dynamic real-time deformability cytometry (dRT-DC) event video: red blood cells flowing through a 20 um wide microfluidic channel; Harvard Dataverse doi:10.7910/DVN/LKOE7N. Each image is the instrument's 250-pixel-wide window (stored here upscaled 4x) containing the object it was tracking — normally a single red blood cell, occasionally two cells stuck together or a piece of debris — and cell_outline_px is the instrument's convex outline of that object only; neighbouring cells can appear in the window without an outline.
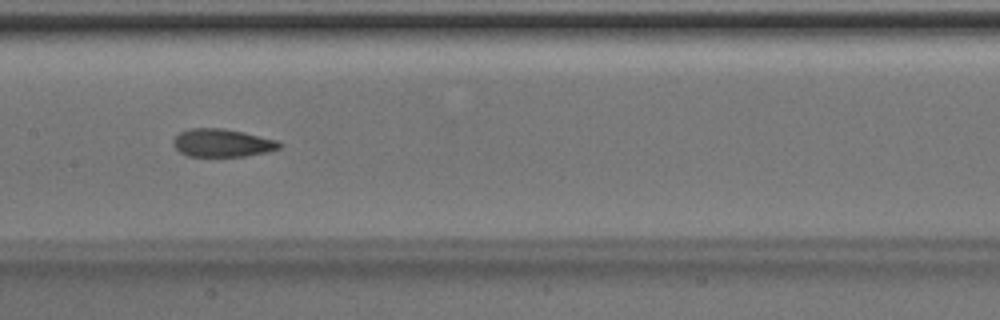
{"species": "Egyptian fruit bat (a non-hibernating species)", "species_latin": "Rousettus aegyptiacus", "temperature_condition": "room temperature", "stored_images_in_passage": 21, "camera_frame_rate_fps": 3000, "um_per_image_px": 0.085, "animal": {"sex": "male"}, "frame": {"image": 1, "passage_image": 12, "time_ms": 3.667, "image_size_px": [1000, 320], "cell_outline_px": [[284, 144], [280, 148], [268, 152], [244, 156], [188, 156], [180, 152], [172, 144], [172, 140], [180, 132], [188, 128], [224, 128], [244, 132], [280, 140]], "centroid_in_image_um": [18.93, 12.14], "position_along_channel_um": 188.5, "area_um2": 17.57}}
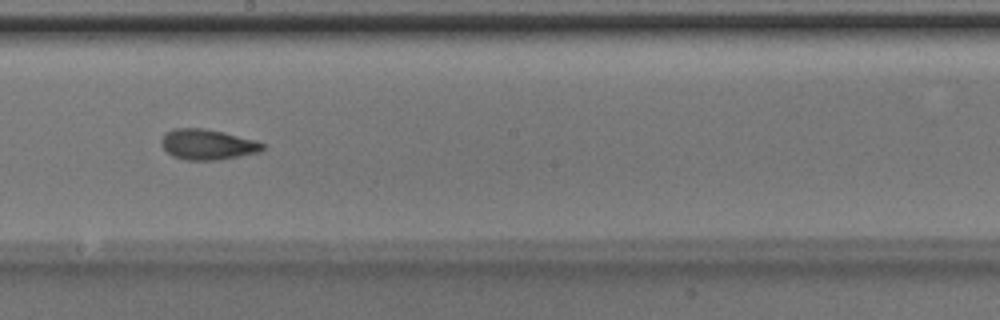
{"frame": {"image": 2, "passage_image": 15, "time_ms": 4.667, "image_size_px": [1000, 320], "cell_outline_px": [[264, 148], [260, 152], [240, 156], [216, 160], [184, 160], [172, 156], [160, 144], [160, 140], [164, 132], [172, 128], [204, 128], [224, 132], [256, 140], [264, 144]], "centroid_in_image_um": [17.61, 12.27], "position_along_channel_um": 230.6, "area_um2": 18.21}}